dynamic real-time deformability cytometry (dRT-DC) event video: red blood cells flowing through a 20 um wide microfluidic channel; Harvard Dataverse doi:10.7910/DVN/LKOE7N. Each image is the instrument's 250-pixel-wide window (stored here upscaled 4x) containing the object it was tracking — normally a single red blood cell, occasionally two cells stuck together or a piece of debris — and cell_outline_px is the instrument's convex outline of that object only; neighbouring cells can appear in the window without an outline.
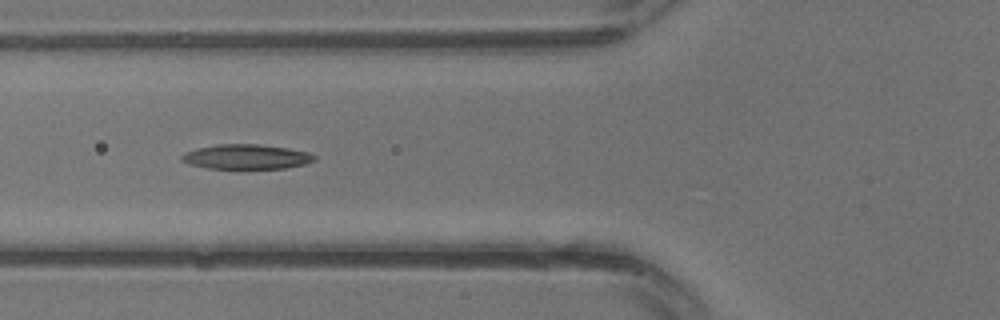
{"species": "common noctule bat (a hibernating species)", "species_latin": "Nyctalus noctula", "temperature_condition": "warm", "stored_images_in_passage": 29, "camera_frame_rate_fps": 3000, "um_per_image_px": 0.085, "animal": {"sex": "male", "body_mass_g": 13.3}, "frame": {"image": 1, "passage_image": 10, "time_ms": 3.0, "image_size_px": [1000, 320], "cell_outline_px": [[316, 160], [304, 164], [284, 168], [208, 168], [188, 164], [180, 160], [180, 156], [184, 152], [196, 148], [216, 144], [260, 144], [288, 148], [308, 152], [316, 156]], "centroid_in_image_um": [20.9, 13.31], "position_along_channel_um": 104.9, "area_um2": 19.19}}
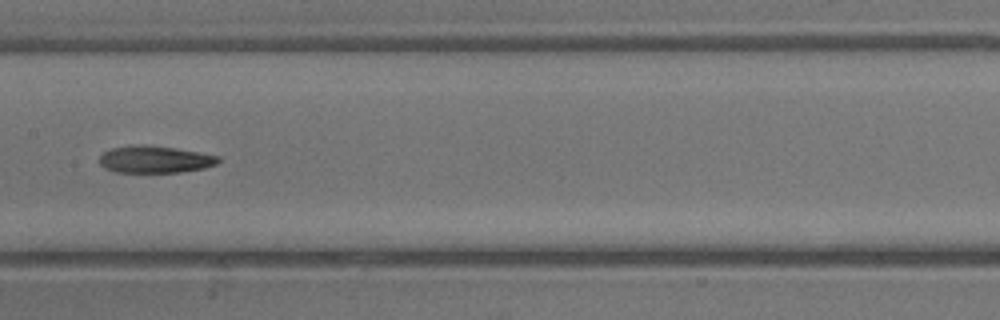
{"frame": {"image": 2, "passage_image": 14, "time_ms": 4.333, "image_size_px": [1000, 320], "cell_outline_px": [[220, 160], [216, 164], [204, 168], [180, 172], [116, 172], [104, 168], [100, 164], [100, 156], [104, 152], [112, 148], [136, 144], [176, 148], [220, 156]], "centroid_in_image_um": [13.17, 13.55], "position_along_channel_um": 194.2, "area_um2": 18.67}}
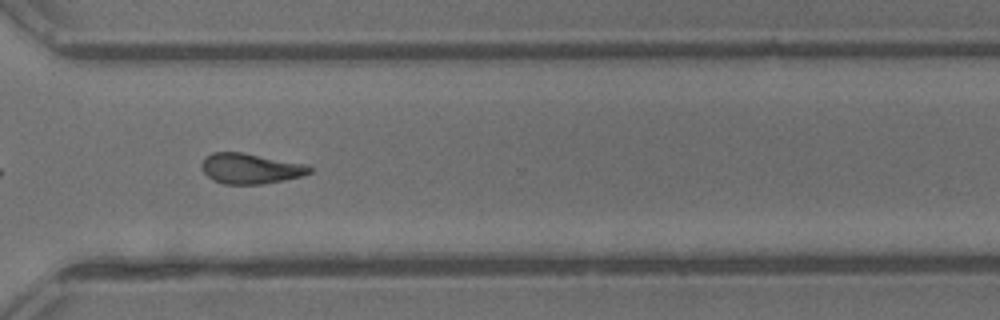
{"frame": {"image": 3, "passage_image": 21, "time_ms": 6.667, "image_size_px": [1000, 320], "cell_outline_px": [[312, 172], [300, 176], [284, 180], [260, 184], [224, 184], [212, 180], [200, 168], [200, 164], [212, 152], [240, 152], [308, 164], [312, 168]], "centroid_in_image_um": [21.29, 14.33], "position_along_channel_um": 349.3, "area_um2": 19.07}}